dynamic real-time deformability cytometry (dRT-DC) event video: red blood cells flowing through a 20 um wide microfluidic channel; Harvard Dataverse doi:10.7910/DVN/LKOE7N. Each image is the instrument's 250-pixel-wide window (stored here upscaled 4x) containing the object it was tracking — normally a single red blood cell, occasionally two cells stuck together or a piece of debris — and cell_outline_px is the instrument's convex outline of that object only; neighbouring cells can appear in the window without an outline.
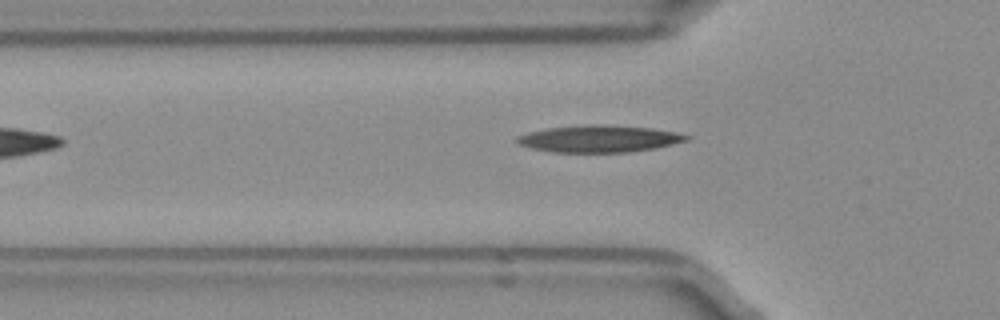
{"species": "Egyptian fruit bat (a non-hibernating species)", "species_latin": "Rousettus aegyptiacus", "temperature_condition": "room temperature", "stored_images_in_passage": 6, "camera_frame_rate_fps": 3000, "um_per_image_px": 0.085, "frame": {"image": 1, "passage_image": 4, "time_ms": 1.0, "image_size_px": [1000, 320], "cell_outline_px": [[692, 136], [688, 140], [652, 148], [628, 152], [552, 152], [532, 148], [520, 144], [516, 140], [516, 136], [528, 132], [548, 128], [588, 124], [604, 124], [652, 128], [676, 132]], "centroid_in_image_um": [50.91, 11.78], "position_along_channel_um": 74.9, "area_um2": 26.47}}
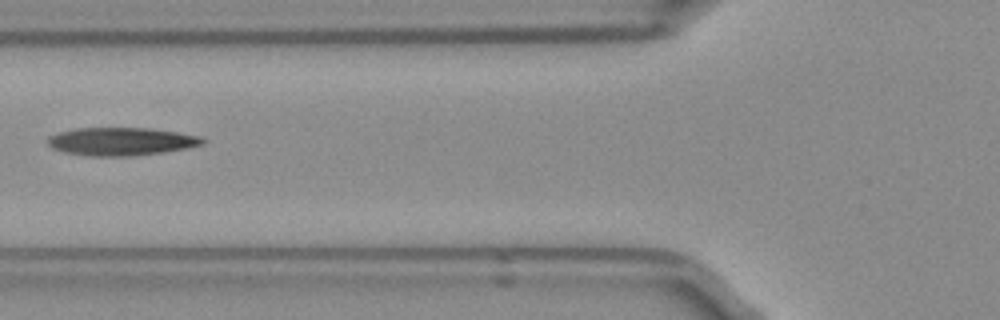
{"frame": {"image": 2, "passage_image": 5, "time_ms": 1.333, "image_size_px": [1000, 320], "cell_outline_px": [[208, 140], [204, 144], [184, 148], [160, 152], [128, 156], [88, 156], [68, 152], [52, 148], [48, 144], [48, 136], [60, 132], [76, 128], [148, 128], [176, 132], [200, 136]], "centroid_in_image_um": [10.3, 12.01], "position_along_channel_um": 115.5, "area_um2": 24.97}}